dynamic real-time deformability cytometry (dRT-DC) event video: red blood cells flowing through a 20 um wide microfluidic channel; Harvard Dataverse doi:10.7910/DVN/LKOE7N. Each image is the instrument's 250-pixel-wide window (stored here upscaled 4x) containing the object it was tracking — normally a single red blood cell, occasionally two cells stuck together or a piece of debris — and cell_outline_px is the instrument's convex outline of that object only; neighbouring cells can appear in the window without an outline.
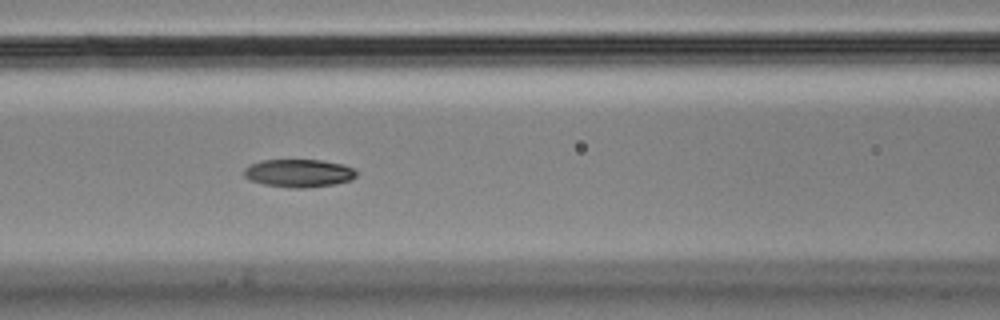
{"species": "Egyptian fruit bat (a non-hibernating species)", "species_latin": "Rousettus aegyptiacus", "temperature_condition": "cold", "stored_images_in_passage": 15, "camera_frame_rate_fps": 3000, "um_per_image_px": 0.085, "animal": {"sex": "male"}, "frame": {"image": 1, "passage_image": 7, "time_ms": 2.0, "image_size_px": [1000, 320], "cell_outline_px": [[356, 176], [352, 180], [332, 184], [300, 188], [288, 188], [264, 184], [248, 180], [244, 176], [244, 168], [248, 164], [260, 160], [320, 160], [344, 164], [352, 168], [356, 172]], "centroid_in_image_um": [25.34, 14.71], "position_along_channel_um": 141.3, "area_um2": 18.38}}
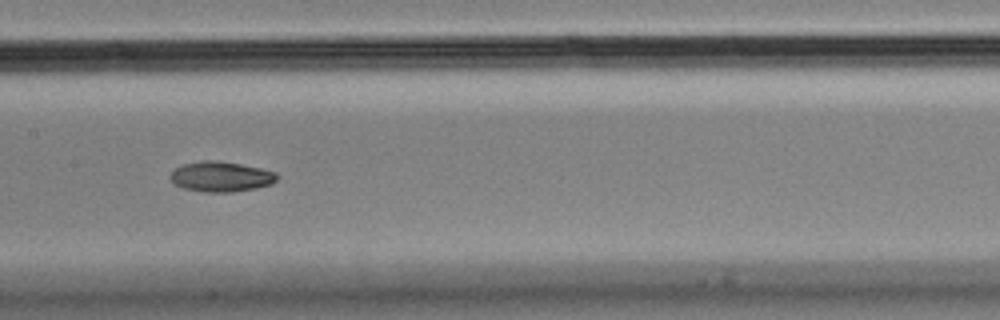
{"frame": {"image": 2, "passage_image": 8, "time_ms": 2.333, "image_size_px": [1000, 320], "cell_outline_px": [[280, 176], [272, 184], [256, 188], [232, 192], [204, 192], [184, 188], [176, 184], [168, 176], [176, 168], [184, 164], [200, 160], [216, 160], [240, 164], [260, 168], [276, 172]], "centroid_in_image_um": [18.81, 15.01], "position_along_channel_um": 188.6, "area_um2": 18.79}}
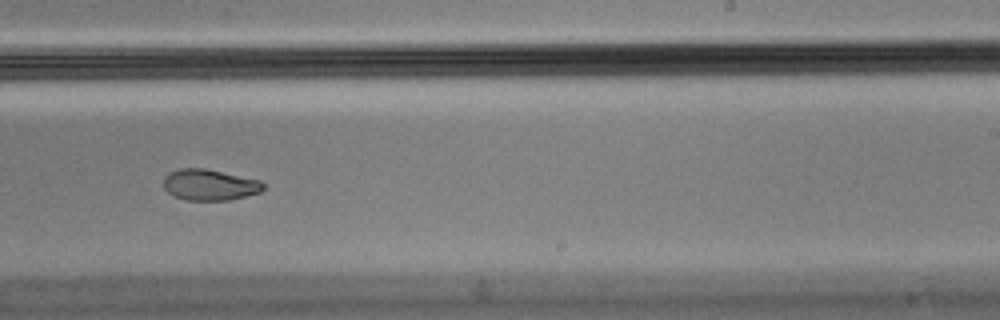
{"frame": {"image": 3, "passage_image": 10, "time_ms": 3.0, "image_size_px": [1000, 320], "cell_outline_px": [[264, 188], [260, 192], [228, 200], [184, 200], [168, 192], [164, 188], [164, 176], [168, 172], [180, 168], [204, 168], [260, 180], [264, 184]], "centroid_in_image_um": [17.79, 15.7], "position_along_channel_um": 271.2, "area_um2": 17.98}}